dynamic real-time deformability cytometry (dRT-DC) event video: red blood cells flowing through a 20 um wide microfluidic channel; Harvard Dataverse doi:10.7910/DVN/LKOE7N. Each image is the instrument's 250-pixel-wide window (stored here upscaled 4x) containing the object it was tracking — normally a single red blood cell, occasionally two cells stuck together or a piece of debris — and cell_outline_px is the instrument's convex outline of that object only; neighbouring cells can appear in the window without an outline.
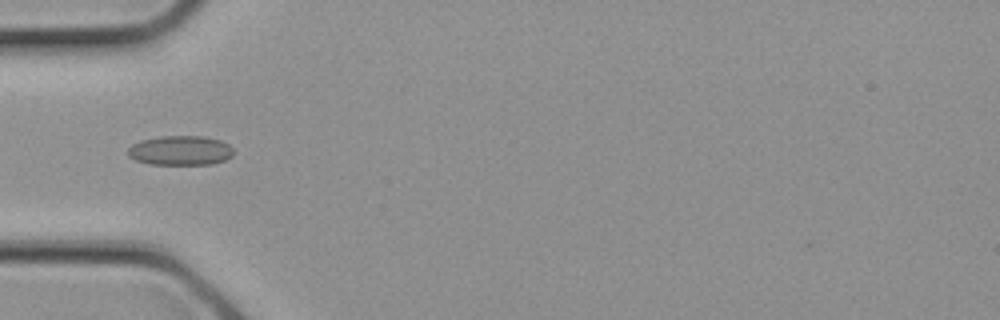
{"species": "common noctule bat (a hibernating species)", "species_latin": "Nyctalus noctula", "temperature_condition": "cold", "stored_images_in_passage": 22, "camera_frame_rate_fps": 3000, "um_per_image_px": 0.085, "animal": {"sex": "female", "body_mass_g": 21.9}, "frame": {"image": 1, "passage_image": 3, "time_ms": 0.667, "image_size_px": [1000, 320], "cell_outline_px": [[232, 156], [224, 160], [212, 164], [148, 164], [136, 160], [128, 156], [128, 148], [132, 144], [140, 140], [160, 136], [204, 136], [220, 140], [228, 144], [232, 148]], "centroid_in_image_um": [15.31, 12.78], "position_along_channel_um": 69.7, "area_um2": 18.21}}
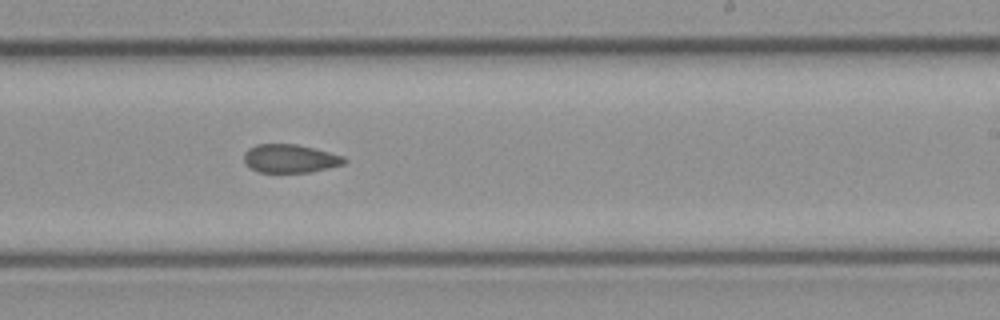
{"frame": {"image": 2, "passage_image": 11, "time_ms": 3.333, "image_size_px": [1000, 320], "cell_outline_px": [[348, 160], [344, 164], [308, 172], [256, 172], [244, 160], [244, 152], [248, 148], [256, 144], [296, 144], [344, 156]], "centroid_in_image_um": [24.64, 13.47], "position_along_channel_um": 264.4, "area_um2": 16.42}}
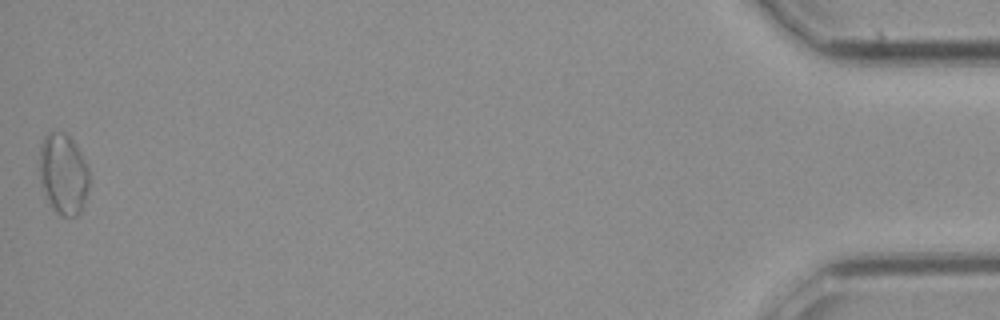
{"frame": {"image": 3, "passage_image": 22, "time_ms": 7.0, "image_size_px": [1000, 320], "cell_outline_px": [[88, 188], [84, 204], [80, 212], [76, 216], [64, 216], [56, 212], [52, 208], [44, 196], [40, 180], [40, 144], [44, 136], [48, 132], [64, 132], [76, 144], [88, 164]], "centroid_in_image_um": [5.37, 14.78], "position_along_channel_um": 429.8, "area_um2": 23.64}}